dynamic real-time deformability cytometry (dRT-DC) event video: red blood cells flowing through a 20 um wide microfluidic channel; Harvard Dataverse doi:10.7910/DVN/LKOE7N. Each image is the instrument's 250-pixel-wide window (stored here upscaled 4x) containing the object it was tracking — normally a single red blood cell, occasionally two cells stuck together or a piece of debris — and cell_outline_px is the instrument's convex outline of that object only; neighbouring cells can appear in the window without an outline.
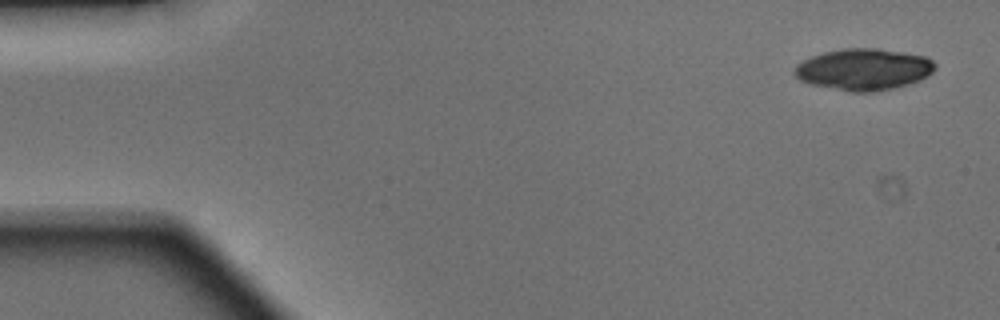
{"species": "Egyptian fruit bat (a non-hibernating species)", "species_latin": "Rousettus aegyptiacus", "temperature_condition": "warm", "stored_images_in_passage": 46, "segment_of_instrument_passage": [1, 2], "camera_frame_rate_fps": 3000, "um_per_image_px": 0.085, "animal": {"sex": "male"}, "frame": {"image": 1, "passage_image": 1, "time_ms": 0.0, "image_size_px": [1000, 320], "cell_outline_px": [[936, 68], [928, 76], [920, 80], [908, 84], [892, 88], [872, 92], [852, 92], [808, 84], [800, 80], [796, 76], [796, 64], [812, 56], [824, 52], [844, 48], [876, 48], [924, 56], [932, 60], [936, 64]], "centroid_in_image_um": [73.42, 5.9], "position_along_channel_um": 11.6, "area_um2": 33.87}}